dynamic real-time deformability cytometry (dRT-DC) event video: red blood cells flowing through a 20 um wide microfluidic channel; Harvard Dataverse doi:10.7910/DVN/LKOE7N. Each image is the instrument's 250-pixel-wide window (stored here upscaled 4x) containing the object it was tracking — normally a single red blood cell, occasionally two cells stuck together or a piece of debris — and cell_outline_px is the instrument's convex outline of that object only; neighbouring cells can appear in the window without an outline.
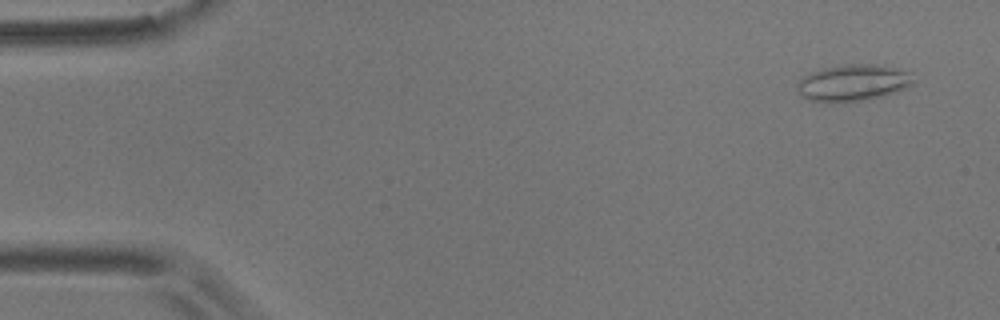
{"species": "common noctule bat (a hibernating species)", "species_latin": "Nyctalus noctula", "temperature_condition": "room temperature", "stored_images_in_passage": 5, "camera_frame_rate_fps": 3000, "um_per_image_px": 0.085, "animal": {"sex": "male", "body_mass_g": 17.9}, "frame": {"image": 1, "passage_image": 1, "time_ms": 0.0, "image_size_px": [1000, 320], "cell_outline_px": [[912, 84], [904, 88], [880, 96], [864, 100], [832, 104], [808, 100], [800, 96], [796, 88], [796, 84], [804, 76], [812, 72], [840, 64], [876, 64], [900, 68], [912, 72]], "centroid_in_image_um": [72.46, 7.04], "position_along_channel_um": 12.5, "area_um2": 25.03}}